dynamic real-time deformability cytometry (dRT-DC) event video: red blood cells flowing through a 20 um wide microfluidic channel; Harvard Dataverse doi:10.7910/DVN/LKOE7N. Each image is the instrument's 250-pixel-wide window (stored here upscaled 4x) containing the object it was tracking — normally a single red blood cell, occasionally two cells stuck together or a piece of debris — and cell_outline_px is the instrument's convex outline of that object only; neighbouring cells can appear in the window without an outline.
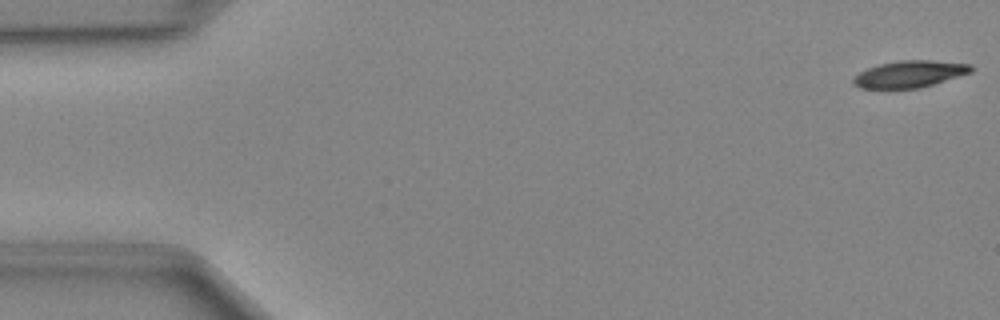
{"species": "Egyptian fruit bat (a non-hibernating species)", "species_latin": "Rousettus aegyptiacus", "temperature_condition": "cold", "stored_images_in_passage": 48, "camera_frame_rate_fps": 3000, "um_per_image_px": 0.085, "animal": {"sex": "female"}, "frame": {"image": 1, "passage_image": 1, "time_ms": 0.0, "image_size_px": [1000, 320], "cell_outline_px": [[972, 72], [920, 88], [860, 88], [852, 84], [852, 76], [868, 68], [880, 64], [900, 60], [928, 60], [972, 64]], "centroid_in_image_um": [77.29, 6.29], "position_along_channel_um": 7.7, "area_um2": 18.32}}
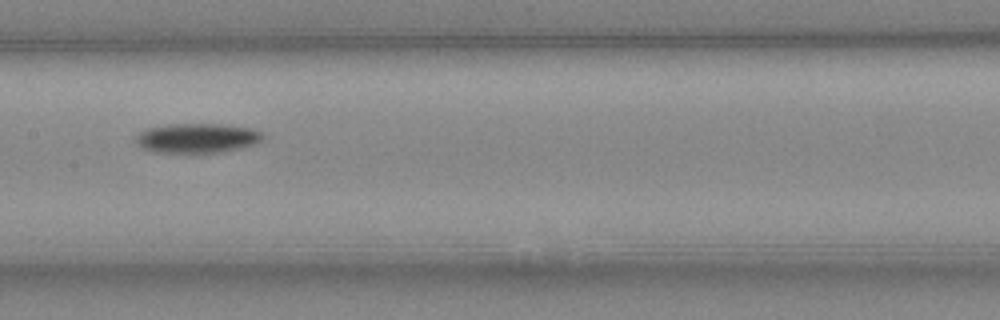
{"frame": {"image": 2, "passage_image": 24, "time_ms": 7.667, "image_size_px": [1000, 320], "cell_outline_px": [[264, 136], [256, 144], [224, 152], [152, 152], [140, 148], [136, 144], [136, 136], [144, 128], [168, 124], [220, 124], [252, 128], [264, 132]], "centroid_in_image_um": [16.74, 11.73], "position_along_channel_um": 190.7, "area_um2": 22.14}}
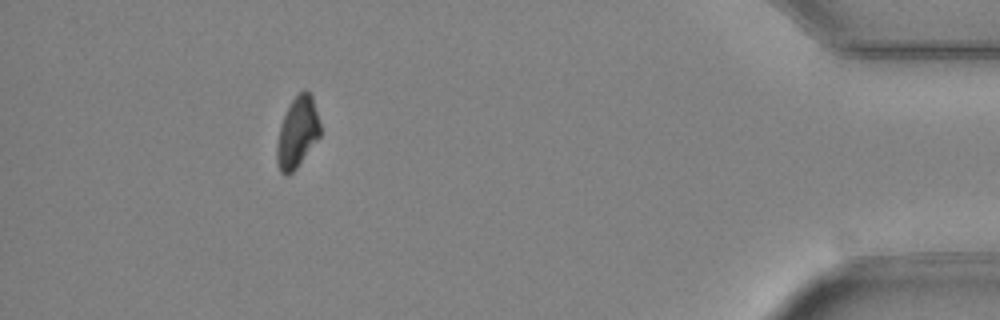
{"frame": {"image": 3, "passage_image": 44, "time_ms": 14.333, "image_size_px": [1000, 320], "cell_outline_px": [[320, 136], [296, 168], [292, 172], [284, 176], [280, 172], [276, 164], [276, 144], [280, 124], [292, 100], [304, 88], [312, 96], [320, 124]], "centroid_in_image_um": [25.25, 11.28], "position_along_channel_um": 410.0, "area_um2": 17.8}}